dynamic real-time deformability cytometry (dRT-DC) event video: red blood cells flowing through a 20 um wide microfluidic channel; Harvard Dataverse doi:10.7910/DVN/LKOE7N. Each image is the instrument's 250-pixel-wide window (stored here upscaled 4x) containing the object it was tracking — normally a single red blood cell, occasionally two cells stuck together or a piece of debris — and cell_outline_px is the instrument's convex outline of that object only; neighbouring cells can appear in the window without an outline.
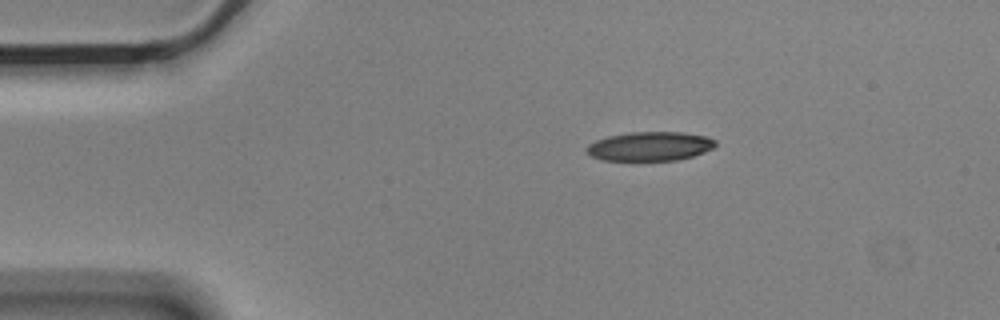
{"species": "Egyptian fruit bat (a non-hibernating species)", "species_latin": "Rousettus aegyptiacus", "temperature_condition": "cold", "stored_images_in_passage": 3, "segment_of_instrument_passage": [1, 2], "camera_frame_rate_fps": 3000, "um_per_image_px": 0.085, "animal": {"sex": "male"}, "frame": {"image": 1, "passage_image": 1, "time_ms": 0.0, "image_size_px": [1000, 320], "cell_outline_px": [[716, 144], [712, 148], [704, 152], [692, 156], [676, 160], [604, 160], [592, 156], [584, 148], [588, 144], [596, 140], [608, 136], [632, 132], [684, 132], [708, 136], [716, 140]], "centroid_in_image_um": [55.26, 12.42], "position_along_channel_um": 29.7, "area_um2": 21.79}}